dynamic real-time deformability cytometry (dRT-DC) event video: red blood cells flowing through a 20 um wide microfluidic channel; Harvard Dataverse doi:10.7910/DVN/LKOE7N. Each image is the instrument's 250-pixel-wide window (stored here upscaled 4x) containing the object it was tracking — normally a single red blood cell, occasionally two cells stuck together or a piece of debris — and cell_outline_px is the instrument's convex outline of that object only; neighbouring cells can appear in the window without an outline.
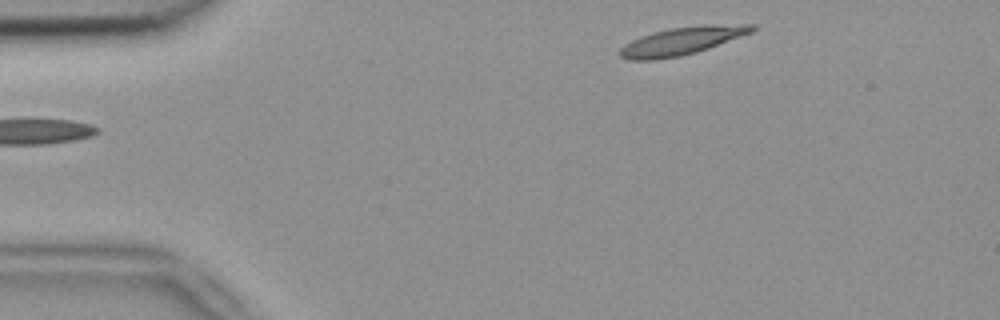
{"species": "common noctule bat (a hibernating species)", "species_latin": "Nyctalus noctula", "temperature_condition": "room temperature", "stored_images_in_passage": 6, "segment_of_instrument_passage": [2, 2], "camera_frame_rate_fps": 3000, "um_per_image_px": 0.085, "animal": {"sex": "female", "body_mass_g": 18.4}, "frame": {"image": 1, "passage_image": 6, "time_ms": 1.667, "image_size_px": [1000, 320], "cell_outline_px": [[756, 28], [752, 32], [708, 48], [696, 52], [680, 56], [652, 60], [628, 60], [620, 56], [616, 52], [624, 44], [640, 36], [652, 32], [672, 28], [700, 24], [756, 24]], "centroid_in_image_um": [57.93, 3.47], "position_along_channel_um": 27.1, "area_um2": 21.56}}